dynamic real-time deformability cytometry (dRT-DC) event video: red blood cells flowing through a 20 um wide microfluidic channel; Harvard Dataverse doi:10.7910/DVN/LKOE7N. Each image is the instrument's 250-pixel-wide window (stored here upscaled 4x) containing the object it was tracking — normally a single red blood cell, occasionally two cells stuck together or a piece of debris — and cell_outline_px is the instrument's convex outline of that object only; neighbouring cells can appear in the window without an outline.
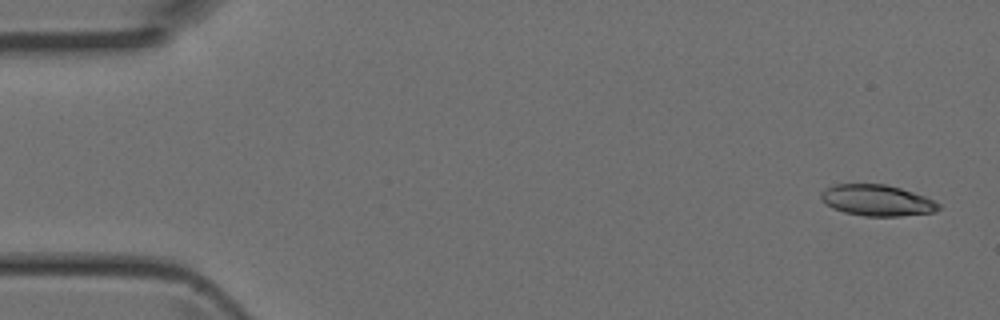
{"species": "Egyptian fruit bat (a non-hibernating species)", "species_latin": "Rousettus aegyptiacus", "temperature_condition": "room temperature", "stored_images_in_passage": 4, "camera_frame_rate_fps": 3000, "um_per_image_px": 0.085, "animal": {"sex": "female"}, "frame": {"image": 1, "passage_image": 1, "time_ms": 0.0, "image_size_px": [1000, 320], "cell_outline_px": [[940, 208], [936, 212], [900, 216], [864, 216], [844, 212], [832, 208], [820, 200], [820, 192], [824, 188], [836, 184], [884, 184], [900, 188], [924, 196], [940, 204]], "centroid_in_image_um": [74.5, 17.03], "position_along_channel_um": 10.5, "area_um2": 21.39}}